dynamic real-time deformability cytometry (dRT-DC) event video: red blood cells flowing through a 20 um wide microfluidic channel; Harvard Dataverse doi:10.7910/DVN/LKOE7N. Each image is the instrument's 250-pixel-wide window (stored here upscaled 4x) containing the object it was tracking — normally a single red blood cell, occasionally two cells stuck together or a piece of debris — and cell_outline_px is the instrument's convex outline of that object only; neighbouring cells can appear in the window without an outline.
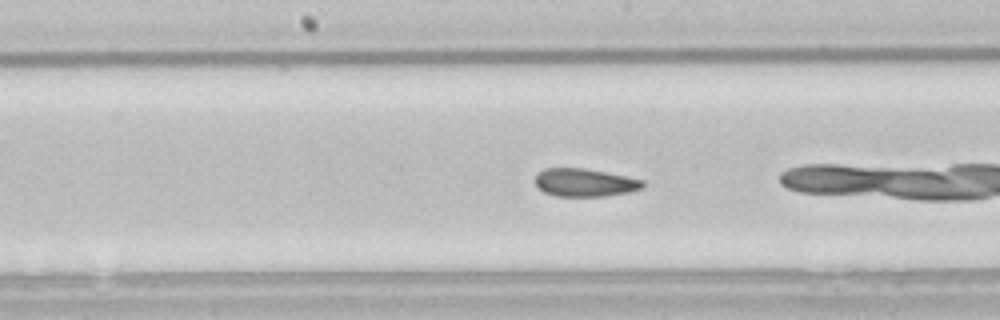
{"species": "common noctule bat (a hibernating species)", "species_latin": "Nyctalus noctula", "temperature_condition": "room temperature", "stored_images_in_passage": 51, "camera_frame_rate_fps": 3000, "um_per_image_px": 0.085, "animal": {"sex": "male", "body_mass_g": 21.5, "forearm_length_mm": 52.0}, "frame": {"image": 1, "passage_image": 24, "time_ms": 7.667, "image_size_px": [1000, 320], "cell_outline_px": [[644, 188], [628, 192], [604, 196], [556, 196], [544, 192], [536, 184], [536, 172], [544, 168], [584, 168], [644, 180]], "centroid_in_image_um": [49.69, 15.51], "position_along_channel_um": 198.5, "area_um2": 17.46}, "authors_computed_cell_mechanics": {"area_um2": 18.5538, "velocity_mm_per_s": 3.8645, "shape_relaxation_time_tau1_ms": 8.2667, "shape_relaxation_time_tau2_ms": 1.8303, "deformation_change_tau1": 0.1106, "deformation_change_tau2": 0.0448}}